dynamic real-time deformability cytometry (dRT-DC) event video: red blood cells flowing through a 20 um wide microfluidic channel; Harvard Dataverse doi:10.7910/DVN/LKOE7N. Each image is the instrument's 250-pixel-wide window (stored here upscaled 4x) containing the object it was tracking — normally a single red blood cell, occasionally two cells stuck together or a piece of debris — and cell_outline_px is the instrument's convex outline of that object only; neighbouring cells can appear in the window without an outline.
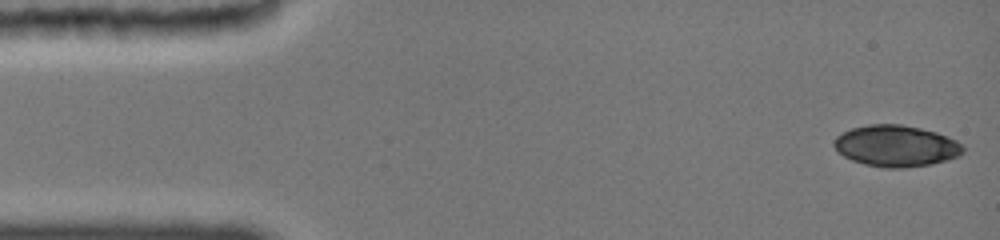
{"species": "common noctule bat (a hibernating species)", "species_latin": "Nyctalus noctula", "temperature_condition": "cold", "stored_images_in_passage": 7, "camera_frame_rate_fps": 3000, "um_per_image_px": 0.085, "animal": {"sex": "female", "body_mass_g": 19.0, "forearm_length_mm": 51.5}, "frame": {"image": 1, "passage_image": 1, "time_ms": 0.0, "image_size_px": [1000, 240], "cell_outline_px": [[964, 152], [960, 156], [948, 160], [932, 164], [904, 168], [884, 168], [864, 164], [852, 160], [844, 156], [832, 144], [836, 136], [852, 128], [872, 124], [900, 124], [920, 128], [936, 132], [948, 136], [956, 140], [964, 148]], "centroid_in_image_um": [76.19, 12.41], "position_along_channel_um": 8.8, "area_um2": 31.15}}